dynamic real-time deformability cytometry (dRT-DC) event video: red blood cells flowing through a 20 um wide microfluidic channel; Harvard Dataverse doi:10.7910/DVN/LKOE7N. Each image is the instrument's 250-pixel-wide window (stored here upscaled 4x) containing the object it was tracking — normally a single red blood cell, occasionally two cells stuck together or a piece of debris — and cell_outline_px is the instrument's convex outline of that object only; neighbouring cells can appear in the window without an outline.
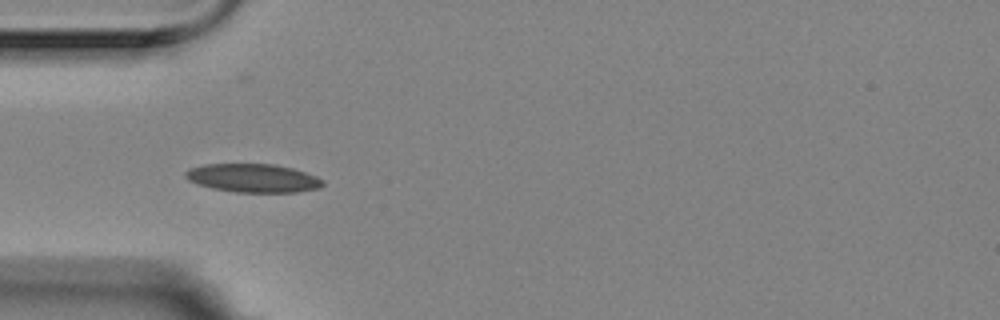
{"species": "Egyptian fruit bat (a non-hibernating species)", "species_latin": "Rousettus aegyptiacus", "temperature_condition": "room temperature", "stored_images_in_passage": 41, "camera_frame_rate_fps": 3000, "um_per_image_px": 0.085, "animal": {"sex": "female"}, "frame": {"image": 1, "passage_image": 1, "time_ms": 0.0, "image_size_px": [1000, 320], "cell_outline_px": [[324, 184], [320, 188], [296, 192], [236, 192], [212, 188], [196, 184], [188, 180], [184, 176], [184, 172], [188, 168], [204, 164], [276, 164], [292, 168], [316, 176], [324, 180]], "centroid_in_image_um": [21.48, 15.13], "position_along_channel_um": 63.5, "area_um2": 22.95}}
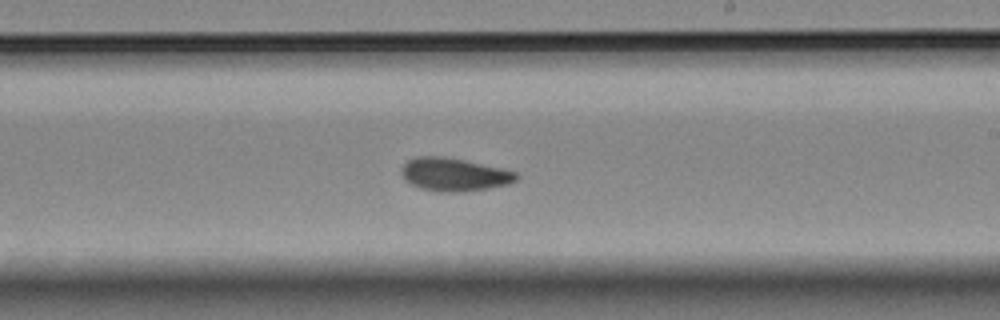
{"frame": {"image": 2, "passage_image": 17, "time_ms": 5.333, "image_size_px": [1000, 320], "cell_outline_px": [[520, 176], [516, 180], [508, 184], [488, 188], [460, 192], [440, 192], [420, 188], [404, 180], [400, 172], [400, 168], [408, 160], [416, 156], [444, 156], [464, 160], [500, 168], [516, 172]], "centroid_in_image_um": [38.56, 14.83], "position_along_channel_um": 250.4, "area_um2": 22.2}}
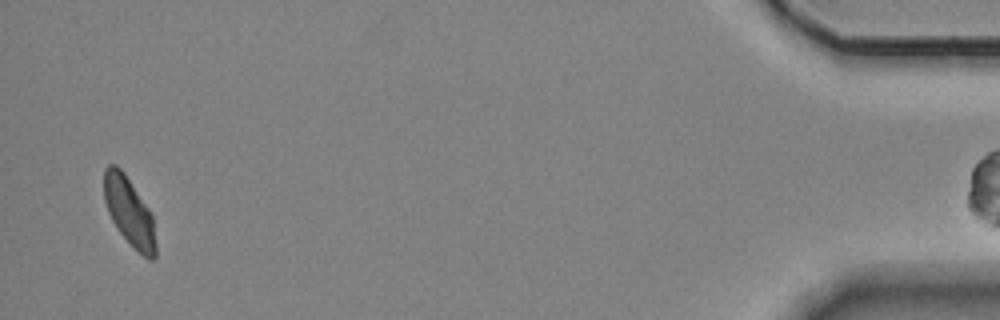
{"frame": {"image": 3, "passage_image": 39, "time_ms": 12.667, "image_size_px": [1000, 320], "cell_outline_px": [[156, 256], [152, 260], [148, 260], [120, 232], [112, 220], [108, 212], [104, 200], [104, 168], [108, 164], [116, 164], [124, 172], [148, 208], [152, 216], [156, 244]], "centroid_in_image_um": [10.97, 17.95], "position_along_channel_um": 424.2, "area_um2": 20.29}, "authors_computed_cell_mechanics": {"area_um2": 21.5594, "velocity_mm_per_s": 3.5048, "shape_relaxation_time_tau1_ms": 8.0047, "shape_relaxation_time_tau2_ms": 2.3758, "deformation_change_tau1": 0.1542, "deformation_change_tau2": 0.0718}}